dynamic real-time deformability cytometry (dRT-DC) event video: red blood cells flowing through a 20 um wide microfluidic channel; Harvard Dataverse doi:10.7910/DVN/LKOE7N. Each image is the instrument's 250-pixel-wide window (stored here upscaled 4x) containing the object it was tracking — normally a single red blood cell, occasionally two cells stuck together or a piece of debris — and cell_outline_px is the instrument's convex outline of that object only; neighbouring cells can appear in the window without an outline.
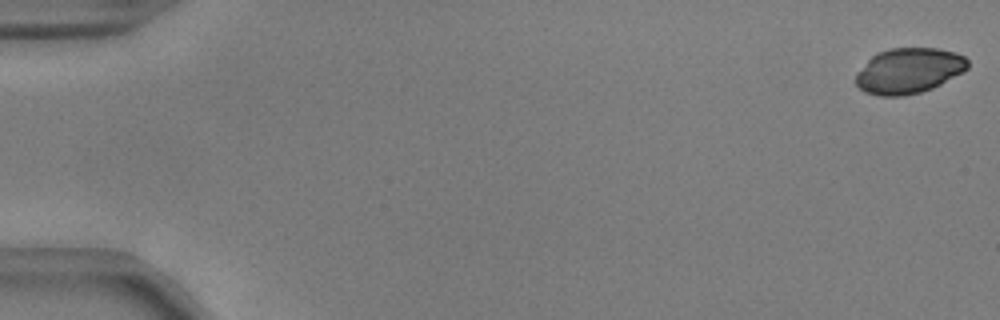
{"species": "common noctule bat (a hibernating species)", "species_latin": "Nyctalus noctula", "temperature_condition": "warm", "stored_images_in_passage": 10, "camera_frame_rate_fps": 3000, "um_per_image_px": 0.085, "animal": {"sex": "male", "body_mass_g": 17.9, "forearm_length_mm": 54.2}, "frame": {"image": 1, "passage_image": 1, "time_ms": 0.0, "image_size_px": [1000, 320], "cell_outline_px": [[968, 68], [964, 72], [932, 88], [920, 92], [904, 96], [880, 96], [864, 92], [856, 84], [856, 72], [876, 52], [888, 48], [936, 48], [956, 52], [964, 56], [968, 60]], "centroid_in_image_um": [77.24, 6.01], "position_along_channel_um": 7.8, "area_um2": 29.82}}